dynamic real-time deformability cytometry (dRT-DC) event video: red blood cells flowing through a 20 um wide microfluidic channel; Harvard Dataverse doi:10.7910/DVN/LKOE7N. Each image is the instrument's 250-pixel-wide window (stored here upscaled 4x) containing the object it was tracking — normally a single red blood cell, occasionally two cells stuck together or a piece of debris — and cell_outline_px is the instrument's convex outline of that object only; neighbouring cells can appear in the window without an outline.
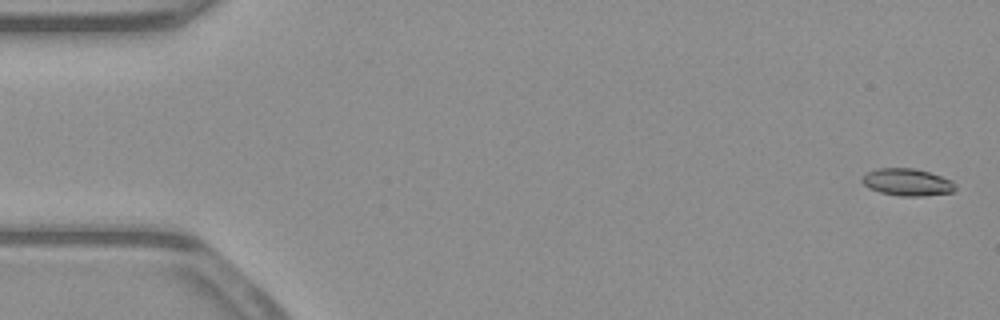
{"species": "common noctule bat (a hibernating species)", "species_latin": "Nyctalus noctula", "temperature_condition": "warm", "stored_images_in_passage": 53, "camera_frame_rate_fps": 3000, "um_per_image_px": 0.085, "animal": {"sex": "male", "body_mass_g": 23.1, "forearm_length_mm": 52.7}, "frame": {"image": 1, "passage_image": 2, "time_ms": 0.333, "image_size_px": [1000, 320], "cell_outline_px": [[956, 188], [952, 192], [924, 196], [900, 196], [880, 192], [868, 188], [860, 180], [868, 172], [876, 168], [912, 168], [928, 172], [952, 180], [956, 184]], "centroid_in_image_um": [77.12, 15.49], "position_along_channel_um": 7.9, "area_um2": 14.74}}
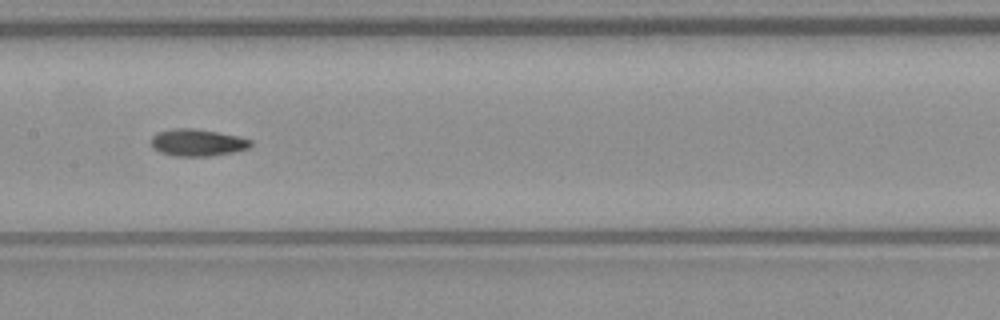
{"frame": {"image": 2, "passage_image": 27, "time_ms": 8.667, "image_size_px": [1000, 320], "cell_outline_px": [[252, 144], [248, 148], [232, 152], [212, 156], [176, 156], [160, 152], [152, 148], [152, 136], [156, 132], [172, 128], [192, 128], [240, 136], [252, 140]], "centroid_in_image_um": [16.77, 12.11], "position_along_channel_um": 190.6, "area_um2": 15.72}}
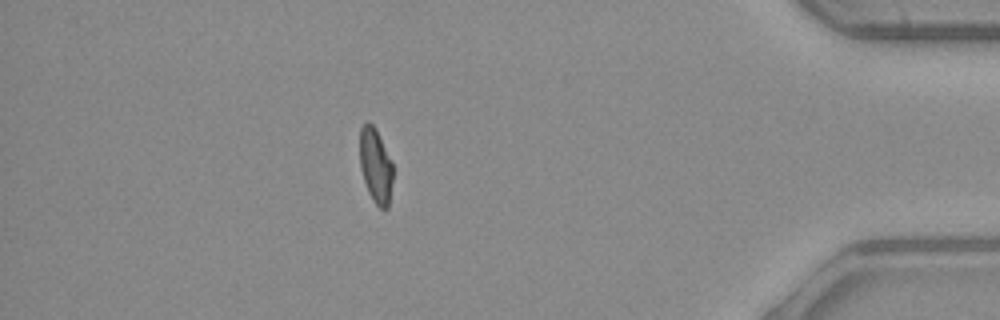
{"frame": {"image": 3, "passage_image": 47, "time_ms": 15.333, "image_size_px": [1000, 320], "cell_outline_px": [[392, 180], [388, 208], [380, 208], [376, 204], [368, 192], [360, 168], [360, 128], [368, 120], [376, 128], [392, 160]], "centroid_in_image_um": [31.92, 14.04], "position_along_channel_um": 403.3, "area_um2": 14.45}, "authors_computed_cell_mechanics": {"area_um2": 15.2592, "velocity_mm_per_s": 3.9374, "shape_relaxation_time_tau1_ms": null, "shape_relaxation_time_tau2_ms": 3.8536, "deformation_change_tau1": null, "deformation_change_tau2": 0.1025}}